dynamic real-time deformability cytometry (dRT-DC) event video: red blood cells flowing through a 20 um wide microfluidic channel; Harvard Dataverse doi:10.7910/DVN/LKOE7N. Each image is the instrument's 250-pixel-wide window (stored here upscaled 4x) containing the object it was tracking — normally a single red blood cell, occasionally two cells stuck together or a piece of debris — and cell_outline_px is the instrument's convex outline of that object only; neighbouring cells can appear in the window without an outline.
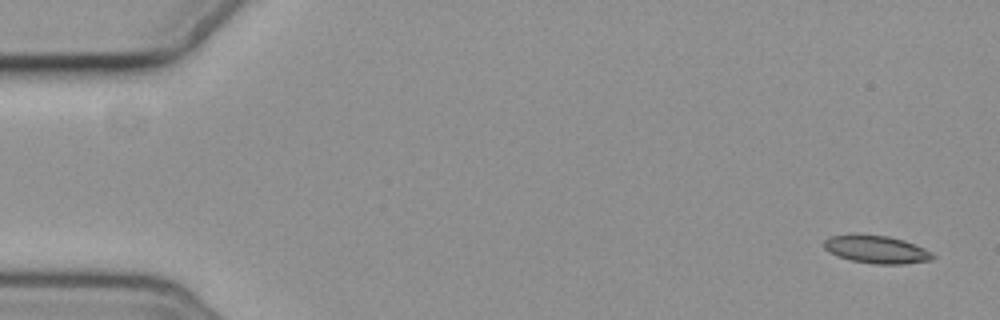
{"species": "common noctule bat (a hibernating species)", "species_latin": "Nyctalus noctula", "temperature_condition": "cold", "stored_images_in_passage": 6, "camera_frame_rate_fps": 3000, "um_per_image_px": 0.085, "animal": {"sex": "female", "body_mass_g": 19.3, "forearm_length_mm": 54.1}, "frame": {"image": 1, "passage_image": 1, "time_ms": 0.0, "image_size_px": [1000, 320], "cell_outline_px": [[936, 256], [932, 260], [904, 264], [876, 264], [852, 260], [836, 256], [828, 252], [824, 248], [824, 240], [828, 236], [888, 236], [904, 240], [924, 248], [932, 252]], "centroid_in_image_um": [74.54, 21.23], "position_along_channel_um": 10.5, "area_um2": 17.28}}
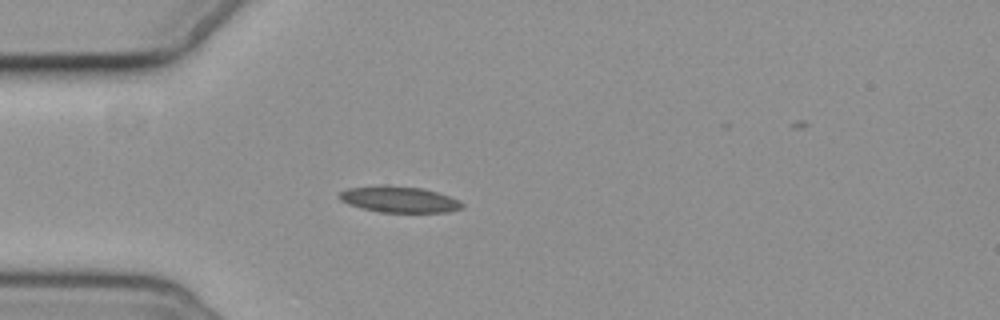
{"frame": {"image": 2, "passage_image": 5, "time_ms": 4.667, "image_size_px": [1000, 320], "cell_outline_px": [[464, 208], [448, 212], [380, 212], [348, 204], [340, 200], [336, 196], [340, 192], [348, 188], [420, 188], [436, 192], [460, 200], [464, 204]], "centroid_in_image_um": [33.99, 17.0], "position_along_channel_um": 51.0, "area_um2": 17.74}}